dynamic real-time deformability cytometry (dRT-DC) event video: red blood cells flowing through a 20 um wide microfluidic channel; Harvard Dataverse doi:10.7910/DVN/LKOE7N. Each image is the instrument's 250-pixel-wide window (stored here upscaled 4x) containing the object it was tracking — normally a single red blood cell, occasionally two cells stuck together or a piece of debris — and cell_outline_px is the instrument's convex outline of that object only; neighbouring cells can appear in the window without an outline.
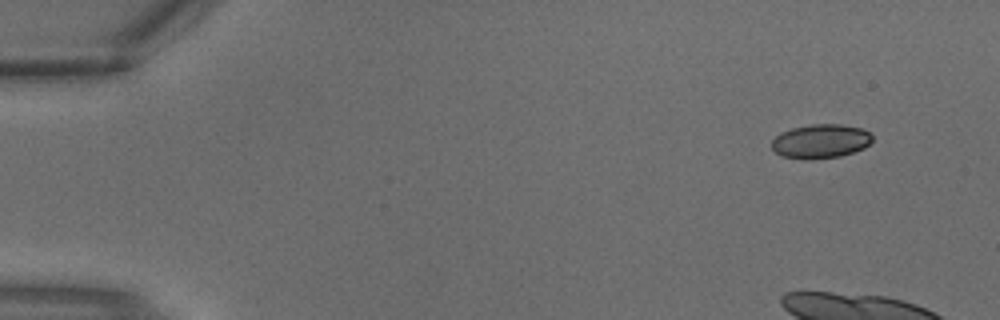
{"species": "common noctule bat (a hibernating species)", "species_latin": "Nyctalus noctula", "temperature_condition": "warm", "stored_images_in_passage": 3, "camera_frame_rate_fps": 3000, "um_per_image_px": 0.085, "animal": {"sex": "male", "body_mass_g": 18.8}, "frame": {"image": 1, "passage_image": 1, "time_ms": 0.0, "image_size_px": [1000, 320], "cell_outline_px": [[872, 140], [864, 148], [840, 156], [812, 160], [808, 160], [780, 156], [772, 148], [772, 140], [780, 132], [792, 128], [812, 124], [840, 124], [860, 128], [868, 132], [872, 136]], "centroid_in_image_um": [69.72, 12.01], "position_along_channel_um": 15.3, "area_um2": 20.0}}